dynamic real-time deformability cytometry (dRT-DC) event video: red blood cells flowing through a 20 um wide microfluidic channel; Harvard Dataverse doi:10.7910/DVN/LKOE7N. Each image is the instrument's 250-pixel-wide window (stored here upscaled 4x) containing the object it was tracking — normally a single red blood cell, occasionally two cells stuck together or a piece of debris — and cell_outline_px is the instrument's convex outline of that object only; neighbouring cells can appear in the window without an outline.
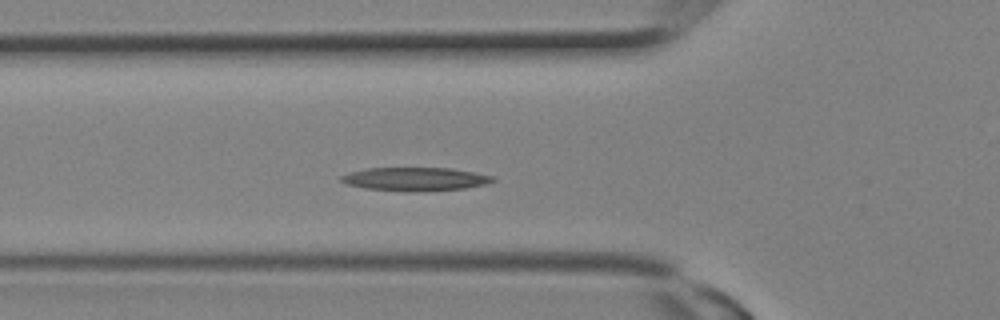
{"species": "Egyptian fruit bat (a non-hibernating species)", "species_latin": "Rousettus aegyptiacus", "temperature_condition": "room temperature", "stored_images_in_passage": 13, "camera_frame_rate_fps": 3000, "um_per_image_px": 0.085, "animal": {"sex": "female"}, "frame": {"image": 1, "passage_image": 8, "time_ms": 2.333, "image_size_px": [1000, 320], "cell_outline_px": [[496, 180], [484, 184], [464, 188], [408, 192], [404, 192], [364, 188], [348, 184], [340, 180], [340, 176], [348, 172], [364, 168], [452, 168], [492, 176]], "centroid_in_image_um": [35.22, 15.22], "position_along_channel_um": 90.6, "area_um2": 20.63}}
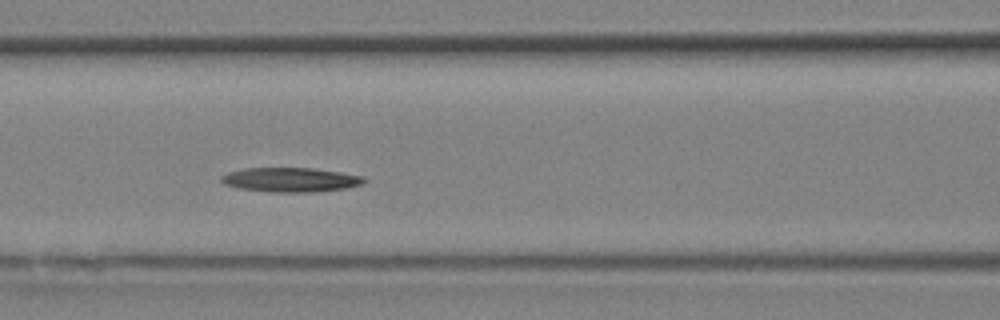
{"frame": {"image": 2, "passage_image": 10, "time_ms": 3.0, "image_size_px": [1000, 320], "cell_outline_px": [[368, 180], [364, 184], [348, 188], [316, 192], [272, 192], [240, 188], [224, 184], [220, 180], [220, 176], [228, 172], [244, 168], [312, 168], [340, 172], [364, 176]], "centroid_in_image_um": [24.75, 15.28], "position_along_channel_um": 141.9, "area_um2": 20.46}}